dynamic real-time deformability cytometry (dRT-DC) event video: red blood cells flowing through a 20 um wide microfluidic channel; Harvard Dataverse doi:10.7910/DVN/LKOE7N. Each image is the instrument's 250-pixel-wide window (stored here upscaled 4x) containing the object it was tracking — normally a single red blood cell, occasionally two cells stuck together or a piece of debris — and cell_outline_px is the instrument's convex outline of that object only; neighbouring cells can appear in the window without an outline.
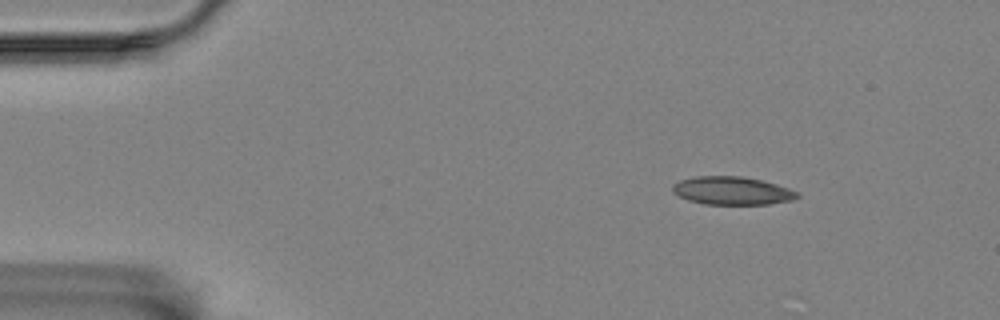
{"species": "Egyptian fruit bat (a non-hibernating species)", "species_latin": "Rousettus aegyptiacus", "temperature_condition": "room temperature", "stored_images_in_passage": 50, "camera_frame_rate_fps": 3000, "um_per_image_px": 0.085, "animal": {"sex": "female"}, "frame": {"image": 1, "passage_image": 1, "time_ms": 0.0, "image_size_px": [1000, 320], "cell_outline_px": [[800, 196], [792, 200], [768, 204], [704, 204], [688, 200], [672, 192], [672, 184], [680, 180], [696, 176], [740, 176], [760, 180], [776, 184], [800, 192]], "centroid_in_image_um": [62.22, 16.21], "position_along_channel_um": 22.8, "area_um2": 20.4}}
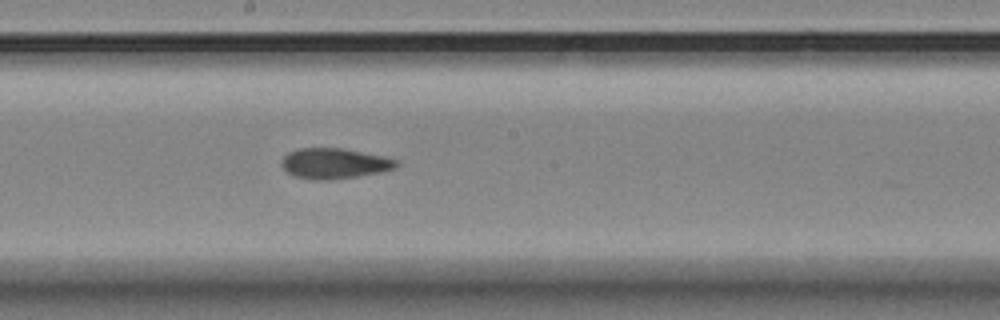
{"frame": {"image": 2, "passage_image": 24, "time_ms": 7.667, "image_size_px": [1000, 320], "cell_outline_px": [[400, 164], [396, 168], [384, 172], [328, 180], [316, 180], [296, 176], [288, 172], [280, 164], [280, 160], [288, 152], [296, 148], [340, 148], [384, 156], [396, 160]], "centroid_in_image_um": [28.42, 13.89], "position_along_channel_um": 219.8, "area_um2": 20.4}}
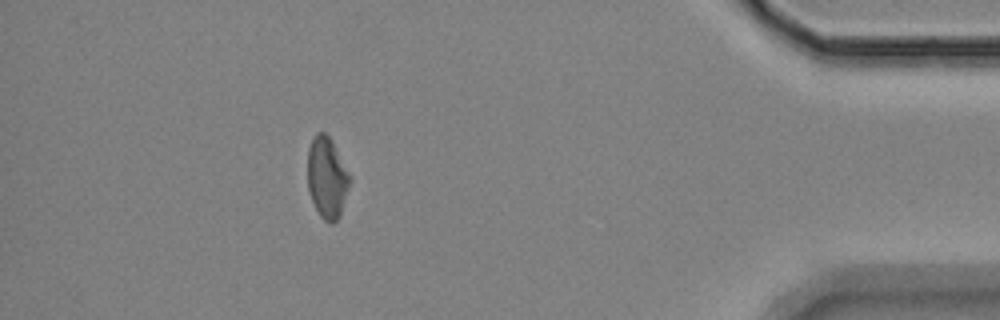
{"frame": {"image": 3, "passage_image": 44, "time_ms": 14.333, "image_size_px": [1000, 320], "cell_outline_px": [[352, 180], [340, 216], [332, 224], [328, 224], [320, 216], [312, 200], [308, 188], [308, 148], [316, 132], [324, 132], [332, 140], [352, 176]], "centroid_in_image_um": [27.83, 15.1], "position_along_channel_um": 407.4, "area_um2": 20.29}, "authors_computed_cell_mechanics": {"area_um2": 20.4612, "velocity_mm_per_s": 3.5281, "shape_relaxation_time_tau1_ms": null, "shape_relaxation_time_tau2_ms": 6.085, "deformation_change_tau1": null, "deformation_change_tau2": 0.1293}}